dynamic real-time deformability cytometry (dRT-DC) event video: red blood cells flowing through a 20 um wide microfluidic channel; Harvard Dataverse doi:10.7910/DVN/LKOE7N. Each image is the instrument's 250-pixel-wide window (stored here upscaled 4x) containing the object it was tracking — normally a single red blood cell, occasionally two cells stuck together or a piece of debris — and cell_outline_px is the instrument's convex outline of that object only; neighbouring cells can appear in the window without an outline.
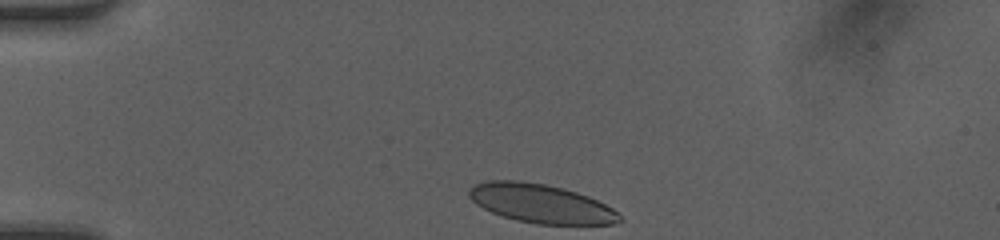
{"species": "human", "species_latin": "Homo sapiens", "temperature_condition": "room temperature", "stored_images_in_passage": 32, "camera_frame_rate_fps": 3000, "um_per_image_px": 0.085, "donor": {"sex": "female"}, "frame": {"image": 1, "passage_image": 1, "time_ms": 0.0, "image_size_px": [1000, 240], "cell_outline_px": [[624, 220], [612, 224], [536, 224], [516, 220], [492, 212], [476, 204], [468, 196], [468, 188], [476, 184], [488, 180], [520, 180], [544, 184], [576, 192], [588, 196], [612, 208]], "centroid_in_image_um": [45.95, 17.3], "position_along_channel_um": 39.1, "area_um2": 33.81}}
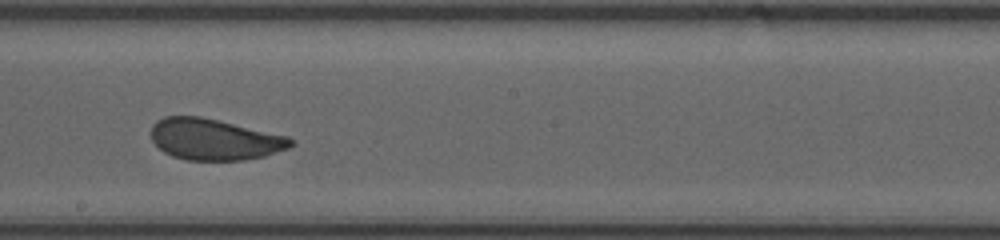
{"frame": {"image": 2, "passage_image": 18, "time_ms": 5.667, "image_size_px": [1000, 240], "cell_outline_px": [[296, 144], [288, 148], [264, 156], [244, 160], [184, 160], [172, 156], [164, 152], [152, 140], [152, 124], [156, 120], [164, 116], [200, 116], [288, 136]], "centroid_in_image_um": [18.21, 11.85], "position_along_channel_um": 230.0, "area_um2": 33.52}}
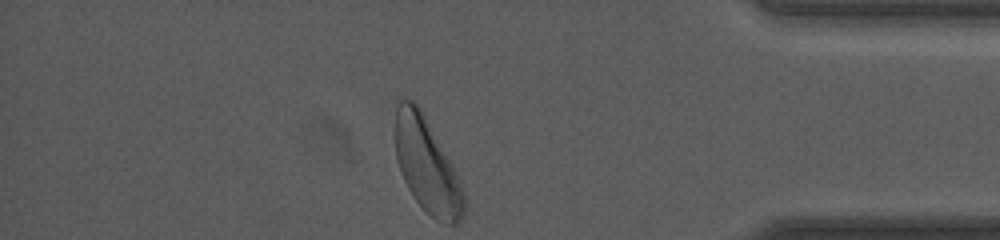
{"frame": {"image": 3, "passage_image": 32, "time_ms": 10.333, "image_size_px": [1000, 240], "cell_outline_px": [[464, 216], [460, 224], [444, 224], [436, 220], [416, 200], [408, 188], [400, 172], [396, 156], [396, 100], [400, 96], [404, 96], [416, 100], [452, 164], [456, 172], [464, 192]], "centroid_in_image_um": [36.28, 14.02], "position_along_channel_um": 398.9, "area_um2": 37.97}, "authors_computed_cell_mechanics": {"area_um2": 34.3332, "velocity_mm_per_s": 4.203, "shape_relaxation_time_tau1_ms": 3.1711, "shape_relaxation_time_tau2_ms": 0.6903, "deformation_change_tau1": 0.1073, "deformation_change_tau2": 0.0526}}